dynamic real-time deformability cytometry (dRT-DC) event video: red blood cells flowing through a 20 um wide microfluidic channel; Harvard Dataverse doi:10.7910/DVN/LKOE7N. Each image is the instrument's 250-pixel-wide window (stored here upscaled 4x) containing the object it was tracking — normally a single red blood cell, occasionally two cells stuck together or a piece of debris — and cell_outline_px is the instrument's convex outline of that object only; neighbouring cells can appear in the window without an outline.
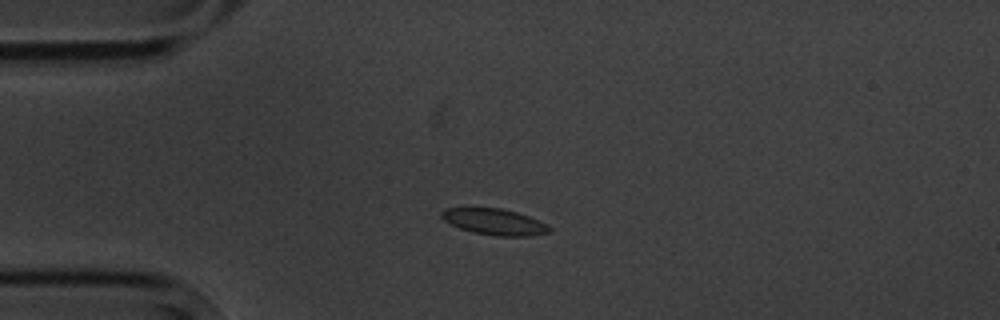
{"species": "common noctule bat (a hibernating species)", "species_latin": "Nyctalus noctula", "temperature_condition": "cold", "stored_images_in_passage": 12, "camera_frame_rate_fps": 3000, "um_per_image_px": 0.085, "animal": {"sex": "male", "body_mass_g": 20.1, "forearm_length_mm": 53.5}, "frame": {"image": 1, "passage_image": 3, "time_ms": 3.0, "image_size_px": [1000, 320], "cell_outline_px": [[552, 232], [532, 236], [496, 236], [472, 232], [460, 228], [444, 220], [440, 216], [440, 212], [444, 208], [500, 208], [516, 212], [528, 216], [548, 224], [552, 228]], "centroid_in_image_um": [42.06, 18.86], "position_along_channel_um": 42.9, "area_um2": 16.53}}
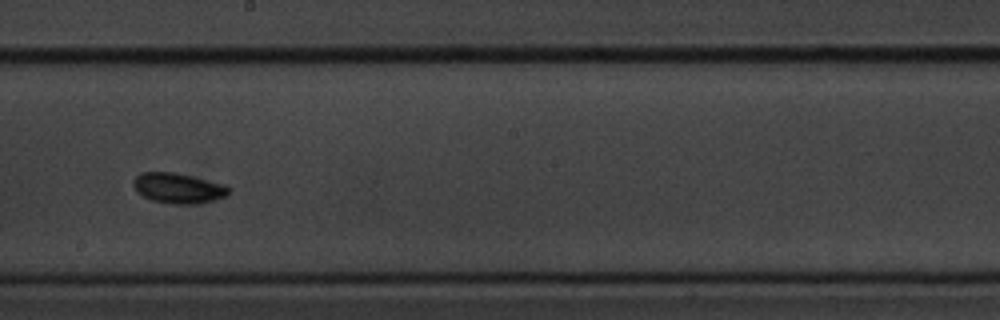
{"frame": {"image": 2, "passage_image": 8, "time_ms": 9.0, "image_size_px": [1000, 320], "cell_outline_px": [[232, 192], [228, 196], [216, 200], [196, 204], [172, 204], [152, 200], [136, 192], [132, 184], [132, 180], [140, 172], [172, 172], [192, 176], [224, 184], [232, 188]], "centroid_in_image_um": [15.18, 16.0], "position_along_channel_um": 233.0, "area_um2": 17.17}}
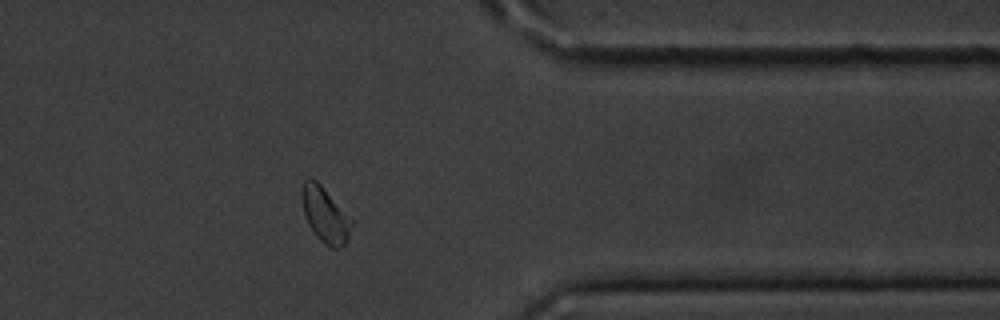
{"frame": {"image": 3, "passage_image": 12, "time_ms": 13.667, "image_size_px": [1000, 320], "cell_outline_px": [[356, 220], [348, 240], [340, 248], [332, 248], [324, 244], [316, 236], [308, 224], [304, 216], [300, 196], [300, 188], [304, 180], [308, 176], [312, 176]], "centroid_in_image_um": [27.66, 18.23], "position_along_channel_um": 383.7, "area_um2": 16.94}, "authors_computed_cell_mechanics": {"area_um2": 16.184, "velocity_mm_per_s": 3.5004, "shape_relaxation_time_tau1_ms": 2.166, "shape_relaxation_time_tau2_ms": null, "deformation_change_tau1": 0.0545, "deformation_change_tau2": null}}